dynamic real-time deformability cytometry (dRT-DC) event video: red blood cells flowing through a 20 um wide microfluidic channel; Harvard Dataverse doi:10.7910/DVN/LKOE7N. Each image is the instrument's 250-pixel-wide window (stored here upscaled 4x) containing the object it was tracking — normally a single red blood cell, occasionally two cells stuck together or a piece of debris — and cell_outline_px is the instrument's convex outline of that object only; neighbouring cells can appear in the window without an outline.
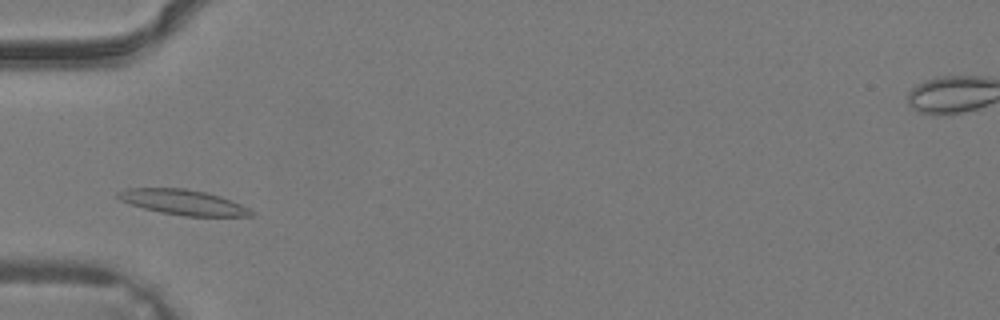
{"species": "common noctule bat (a hibernating species)", "species_latin": "Nyctalus noctula", "temperature_condition": "warm", "stored_images_in_passage": 30, "camera_frame_rate_fps": 3000, "um_per_image_px": 0.085, "animal": {"sex": "male", "body_mass_g": 19.2, "forearm_length_mm": 51.8}, "frame": {"image": 1, "passage_image": 5, "time_ms": 1.333, "image_size_px": [1000, 320], "cell_outline_px": [[256, 216], [184, 216], [160, 212], [144, 208], [120, 200], [116, 196], [116, 192], [128, 188], [184, 188], [204, 192], [220, 196], [240, 204], [248, 208]], "centroid_in_image_um": [15.55, 17.19], "position_along_channel_um": 69.5, "area_um2": 19.36}}
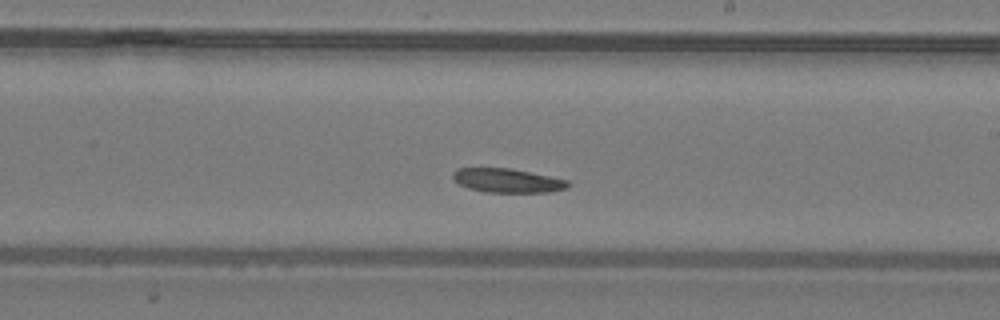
{"frame": {"image": 2, "passage_image": 15, "time_ms": 4.667, "image_size_px": [1000, 320], "cell_outline_px": [[572, 184], [564, 188], [548, 192], [484, 192], [468, 188], [460, 184], [452, 176], [452, 172], [456, 168], [508, 168], [568, 180]], "centroid_in_image_um": [43.1, 15.34], "position_along_channel_um": 245.9, "area_um2": 15.9}}
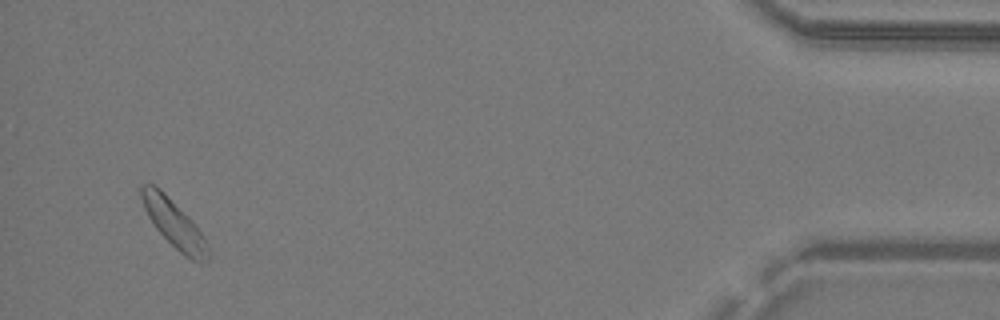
{"frame": {"image": 3, "passage_image": 29, "time_ms": 9.333, "image_size_px": [1000, 320], "cell_outline_px": [[208, 264], [200, 264], [184, 256], [156, 228], [148, 216], [144, 208], [140, 196], [140, 184], [152, 184], [160, 188], [192, 220], [204, 236], [208, 244]], "centroid_in_image_um": [14.82, 19.03], "position_along_channel_um": 420.4, "area_um2": 18.5}}